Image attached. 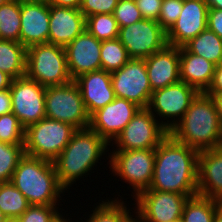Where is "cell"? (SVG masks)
Wrapping results in <instances>:
<instances>
[{
  "label": "cell",
  "instance_id": "9c48e42d",
  "mask_svg": "<svg viewBox=\"0 0 222 222\" xmlns=\"http://www.w3.org/2000/svg\"><path fill=\"white\" fill-rule=\"evenodd\" d=\"M199 93L196 88L180 80L153 91L147 109L170 132Z\"/></svg>",
  "mask_w": 222,
  "mask_h": 222
},
{
  "label": "cell",
  "instance_id": "2e32d148",
  "mask_svg": "<svg viewBox=\"0 0 222 222\" xmlns=\"http://www.w3.org/2000/svg\"><path fill=\"white\" fill-rule=\"evenodd\" d=\"M208 10L204 0H184L178 19L166 32L167 44L182 47L207 29Z\"/></svg>",
  "mask_w": 222,
  "mask_h": 222
},
{
  "label": "cell",
  "instance_id": "e0dca14e",
  "mask_svg": "<svg viewBox=\"0 0 222 222\" xmlns=\"http://www.w3.org/2000/svg\"><path fill=\"white\" fill-rule=\"evenodd\" d=\"M102 41L86 29L65 47L69 74L72 80L80 75L101 69Z\"/></svg>",
  "mask_w": 222,
  "mask_h": 222
},
{
  "label": "cell",
  "instance_id": "4dcf8cb0",
  "mask_svg": "<svg viewBox=\"0 0 222 222\" xmlns=\"http://www.w3.org/2000/svg\"><path fill=\"white\" fill-rule=\"evenodd\" d=\"M86 30L99 41L117 39L119 26L113 14H96L86 18Z\"/></svg>",
  "mask_w": 222,
  "mask_h": 222
},
{
  "label": "cell",
  "instance_id": "9a60e30c",
  "mask_svg": "<svg viewBox=\"0 0 222 222\" xmlns=\"http://www.w3.org/2000/svg\"><path fill=\"white\" fill-rule=\"evenodd\" d=\"M139 109L136 104L115 97L111 103L90 116L89 128L96 131L110 145Z\"/></svg>",
  "mask_w": 222,
  "mask_h": 222
},
{
  "label": "cell",
  "instance_id": "4316f807",
  "mask_svg": "<svg viewBox=\"0 0 222 222\" xmlns=\"http://www.w3.org/2000/svg\"><path fill=\"white\" fill-rule=\"evenodd\" d=\"M221 201L195 195L189 197L184 205L182 222H214L217 205Z\"/></svg>",
  "mask_w": 222,
  "mask_h": 222
},
{
  "label": "cell",
  "instance_id": "bcb514c9",
  "mask_svg": "<svg viewBox=\"0 0 222 222\" xmlns=\"http://www.w3.org/2000/svg\"><path fill=\"white\" fill-rule=\"evenodd\" d=\"M214 222H222V202L216 207Z\"/></svg>",
  "mask_w": 222,
  "mask_h": 222
},
{
  "label": "cell",
  "instance_id": "ba28073f",
  "mask_svg": "<svg viewBox=\"0 0 222 222\" xmlns=\"http://www.w3.org/2000/svg\"><path fill=\"white\" fill-rule=\"evenodd\" d=\"M45 112L47 118L68 123L76 129L89 127L90 116L74 81L46 87Z\"/></svg>",
  "mask_w": 222,
  "mask_h": 222
},
{
  "label": "cell",
  "instance_id": "d590c367",
  "mask_svg": "<svg viewBox=\"0 0 222 222\" xmlns=\"http://www.w3.org/2000/svg\"><path fill=\"white\" fill-rule=\"evenodd\" d=\"M184 0H163L157 22L167 32L178 19Z\"/></svg>",
  "mask_w": 222,
  "mask_h": 222
},
{
  "label": "cell",
  "instance_id": "8fae6325",
  "mask_svg": "<svg viewBox=\"0 0 222 222\" xmlns=\"http://www.w3.org/2000/svg\"><path fill=\"white\" fill-rule=\"evenodd\" d=\"M189 197L179 193L144 190L133 200L135 217L141 222L180 220Z\"/></svg>",
  "mask_w": 222,
  "mask_h": 222
},
{
  "label": "cell",
  "instance_id": "7402d4cb",
  "mask_svg": "<svg viewBox=\"0 0 222 222\" xmlns=\"http://www.w3.org/2000/svg\"><path fill=\"white\" fill-rule=\"evenodd\" d=\"M198 195L222 202V147L198 155Z\"/></svg>",
  "mask_w": 222,
  "mask_h": 222
},
{
  "label": "cell",
  "instance_id": "5b68a950",
  "mask_svg": "<svg viewBox=\"0 0 222 222\" xmlns=\"http://www.w3.org/2000/svg\"><path fill=\"white\" fill-rule=\"evenodd\" d=\"M25 76L44 87L65 85L73 81L65 48L51 43L27 47Z\"/></svg>",
  "mask_w": 222,
  "mask_h": 222
},
{
  "label": "cell",
  "instance_id": "603a6c76",
  "mask_svg": "<svg viewBox=\"0 0 222 222\" xmlns=\"http://www.w3.org/2000/svg\"><path fill=\"white\" fill-rule=\"evenodd\" d=\"M180 80L205 92L210 86L216 65L201 56L190 53L184 46L179 47Z\"/></svg>",
  "mask_w": 222,
  "mask_h": 222
},
{
  "label": "cell",
  "instance_id": "1f68e13d",
  "mask_svg": "<svg viewBox=\"0 0 222 222\" xmlns=\"http://www.w3.org/2000/svg\"><path fill=\"white\" fill-rule=\"evenodd\" d=\"M24 155V144L12 145L0 142V183L11 180L19 161Z\"/></svg>",
  "mask_w": 222,
  "mask_h": 222
},
{
  "label": "cell",
  "instance_id": "836d02e7",
  "mask_svg": "<svg viewBox=\"0 0 222 222\" xmlns=\"http://www.w3.org/2000/svg\"><path fill=\"white\" fill-rule=\"evenodd\" d=\"M60 210L65 209L59 206L30 205L18 219L20 222H61L65 218V213Z\"/></svg>",
  "mask_w": 222,
  "mask_h": 222
},
{
  "label": "cell",
  "instance_id": "8992f818",
  "mask_svg": "<svg viewBox=\"0 0 222 222\" xmlns=\"http://www.w3.org/2000/svg\"><path fill=\"white\" fill-rule=\"evenodd\" d=\"M107 164L113 176L133 189V199L142 191L149 189L153 179L155 149L110 150Z\"/></svg>",
  "mask_w": 222,
  "mask_h": 222
},
{
  "label": "cell",
  "instance_id": "c3c4849f",
  "mask_svg": "<svg viewBox=\"0 0 222 222\" xmlns=\"http://www.w3.org/2000/svg\"><path fill=\"white\" fill-rule=\"evenodd\" d=\"M6 219L7 217L4 215V213L0 209V222H5Z\"/></svg>",
  "mask_w": 222,
  "mask_h": 222
},
{
  "label": "cell",
  "instance_id": "d4e9b609",
  "mask_svg": "<svg viewBox=\"0 0 222 222\" xmlns=\"http://www.w3.org/2000/svg\"><path fill=\"white\" fill-rule=\"evenodd\" d=\"M27 48L21 43L0 39V71L12 79L25 76Z\"/></svg>",
  "mask_w": 222,
  "mask_h": 222
},
{
  "label": "cell",
  "instance_id": "ab89813d",
  "mask_svg": "<svg viewBox=\"0 0 222 222\" xmlns=\"http://www.w3.org/2000/svg\"><path fill=\"white\" fill-rule=\"evenodd\" d=\"M222 92V63L215 67L212 82L204 93H221Z\"/></svg>",
  "mask_w": 222,
  "mask_h": 222
},
{
  "label": "cell",
  "instance_id": "30bf717a",
  "mask_svg": "<svg viewBox=\"0 0 222 222\" xmlns=\"http://www.w3.org/2000/svg\"><path fill=\"white\" fill-rule=\"evenodd\" d=\"M168 135L169 131L147 108H140L110 146L112 150L155 149Z\"/></svg>",
  "mask_w": 222,
  "mask_h": 222
},
{
  "label": "cell",
  "instance_id": "4fadbf2b",
  "mask_svg": "<svg viewBox=\"0 0 222 222\" xmlns=\"http://www.w3.org/2000/svg\"><path fill=\"white\" fill-rule=\"evenodd\" d=\"M118 39L130 58L145 59L167 45L166 31L156 20L142 19L119 28Z\"/></svg>",
  "mask_w": 222,
  "mask_h": 222
},
{
  "label": "cell",
  "instance_id": "cb8c5ba5",
  "mask_svg": "<svg viewBox=\"0 0 222 222\" xmlns=\"http://www.w3.org/2000/svg\"><path fill=\"white\" fill-rule=\"evenodd\" d=\"M110 199V200H109ZM106 200H99L96 202V207L93 205L92 213H87V219L85 222H131L135 216L134 207L130 208L129 203L124 201L122 198H109ZM129 208H128V207ZM133 209V210H131ZM132 211V212H130ZM133 214V215H132ZM81 222H84L82 219ZM77 222L79 220L77 219Z\"/></svg>",
  "mask_w": 222,
  "mask_h": 222
},
{
  "label": "cell",
  "instance_id": "db71d44e",
  "mask_svg": "<svg viewBox=\"0 0 222 222\" xmlns=\"http://www.w3.org/2000/svg\"><path fill=\"white\" fill-rule=\"evenodd\" d=\"M168 222H182V221H181V219H180V220L168 221Z\"/></svg>",
  "mask_w": 222,
  "mask_h": 222
},
{
  "label": "cell",
  "instance_id": "e575fe53",
  "mask_svg": "<svg viewBox=\"0 0 222 222\" xmlns=\"http://www.w3.org/2000/svg\"><path fill=\"white\" fill-rule=\"evenodd\" d=\"M113 16L119 28L132 25L143 19L135 0H119L114 9Z\"/></svg>",
  "mask_w": 222,
  "mask_h": 222
},
{
  "label": "cell",
  "instance_id": "484cf974",
  "mask_svg": "<svg viewBox=\"0 0 222 222\" xmlns=\"http://www.w3.org/2000/svg\"><path fill=\"white\" fill-rule=\"evenodd\" d=\"M184 47L197 56L214 63H222V39L208 28L191 39Z\"/></svg>",
  "mask_w": 222,
  "mask_h": 222
},
{
  "label": "cell",
  "instance_id": "7c38bea8",
  "mask_svg": "<svg viewBox=\"0 0 222 222\" xmlns=\"http://www.w3.org/2000/svg\"><path fill=\"white\" fill-rule=\"evenodd\" d=\"M115 97L124 98L140 108H147L152 88L145 59L131 58L119 70L111 73Z\"/></svg>",
  "mask_w": 222,
  "mask_h": 222
},
{
  "label": "cell",
  "instance_id": "3957f363",
  "mask_svg": "<svg viewBox=\"0 0 222 222\" xmlns=\"http://www.w3.org/2000/svg\"><path fill=\"white\" fill-rule=\"evenodd\" d=\"M169 134L198 152L221 147L222 123L214 98L200 92Z\"/></svg>",
  "mask_w": 222,
  "mask_h": 222
},
{
  "label": "cell",
  "instance_id": "7bdbcfd3",
  "mask_svg": "<svg viewBox=\"0 0 222 222\" xmlns=\"http://www.w3.org/2000/svg\"><path fill=\"white\" fill-rule=\"evenodd\" d=\"M212 96L216 102L220 122L222 123V92L221 93H205Z\"/></svg>",
  "mask_w": 222,
  "mask_h": 222
},
{
  "label": "cell",
  "instance_id": "ac0fdd59",
  "mask_svg": "<svg viewBox=\"0 0 222 222\" xmlns=\"http://www.w3.org/2000/svg\"><path fill=\"white\" fill-rule=\"evenodd\" d=\"M20 43L26 48L48 43L50 5L47 2L20 3Z\"/></svg>",
  "mask_w": 222,
  "mask_h": 222
},
{
  "label": "cell",
  "instance_id": "f35d334b",
  "mask_svg": "<svg viewBox=\"0 0 222 222\" xmlns=\"http://www.w3.org/2000/svg\"><path fill=\"white\" fill-rule=\"evenodd\" d=\"M207 28L222 39V10L216 8L208 10Z\"/></svg>",
  "mask_w": 222,
  "mask_h": 222
},
{
  "label": "cell",
  "instance_id": "f6af8a7d",
  "mask_svg": "<svg viewBox=\"0 0 222 222\" xmlns=\"http://www.w3.org/2000/svg\"><path fill=\"white\" fill-rule=\"evenodd\" d=\"M204 2L209 9L222 10V0H204Z\"/></svg>",
  "mask_w": 222,
  "mask_h": 222
},
{
  "label": "cell",
  "instance_id": "74e56055",
  "mask_svg": "<svg viewBox=\"0 0 222 222\" xmlns=\"http://www.w3.org/2000/svg\"><path fill=\"white\" fill-rule=\"evenodd\" d=\"M163 0H135L144 19L158 20Z\"/></svg>",
  "mask_w": 222,
  "mask_h": 222
},
{
  "label": "cell",
  "instance_id": "d6a6232c",
  "mask_svg": "<svg viewBox=\"0 0 222 222\" xmlns=\"http://www.w3.org/2000/svg\"><path fill=\"white\" fill-rule=\"evenodd\" d=\"M0 142L12 145L25 143V128L12 112L0 116Z\"/></svg>",
  "mask_w": 222,
  "mask_h": 222
},
{
  "label": "cell",
  "instance_id": "83f0119b",
  "mask_svg": "<svg viewBox=\"0 0 222 222\" xmlns=\"http://www.w3.org/2000/svg\"><path fill=\"white\" fill-rule=\"evenodd\" d=\"M30 204L25 196L11 183H0V209L7 218H19Z\"/></svg>",
  "mask_w": 222,
  "mask_h": 222
},
{
  "label": "cell",
  "instance_id": "f1b7e54d",
  "mask_svg": "<svg viewBox=\"0 0 222 222\" xmlns=\"http://www.w3.org/2000/svg\"><path fill=\"white\" fill-rule=\"evenodd\" d=\"M20 3L10 0L0 6V39L20 43Z\"/></svg>",
  "mask_w": 222,
  "mask_h": 222
},
{
  "label": "cell",
  "instance_id": "816d5d0a",
  "mask_svg": "<svg viewBox=\"0 0 222 222\" xmlns=\"http://www.w3.org/2000/svg\"><path fill=\"white\" fill-rule=\"evenodd\" d=\"M10 0H0V6L3 5V4H6L8 3Z\"/></svg>",
  "mask_w": 222,
  "mask_h": 222
},
{
  "label": "cell",
  "instance_id": "6da1fadb",
  "mask_svg": "<svg viewBox=\"0 0 222 222\" xmlns=\"http://www.w3.org/2000/svg\"><path fill=\"white\" fill-rule=\"evenodd\" d=\"M199 152L176 141L170 134L155 148L153 179L147 190L179 193L192 197L198 194Z\"/></svg>",
  "mask_w": 222,
  "mask_h": 222
},
{
  "label": "cell",
  "instance_id": "8d00e7d4",
  "mask_svg": "<svg viewBox=\"0 0 222 222\" xmlns=\"http://www.w3.org/2000/svg\"><path fill=\"white\" fill-rule=\"evenodd\" d=\"M119 0H82L80 11L87 18L96 14H113Z\"/></svg>",
  "mask_w": 222,
  "mask_h": 222
},
{
  "label": "cell",
  "instance_id": "7a4b0ae2",
  "mask_svg": "<svg viewBox=\"0 0 222 222\" xmlns=\"http://www.w3.org/2000/svg\"><path fill=\"white\" fill-rule=\"evenodd\" d=\"M109 150L110 145L96 131L89 127L77 129L64 150L53 160L60 185L69 192L76 181L82 178L85 181L84 177L95 172L93 170L101 158L105 160L104 155L109 157Z\"/></svg>",
  "mask_w": 222,
  "mask_h": 222
},
{
  "label": "cell",
  "instance_id": "681fc988",
  "mask_svg": "<svg viewBox=\"0 0 222 222\" xmlns=\"http://www.w3.org/2000/svg\"><path fill=\"white\" fill-rule=\"evenodd\" d=\"M5 222H20L18 218H7Z\"/></svg>",
  "mask_w": 222,
  "mask_h": 222
},
{
  "label": "cell",
  "instance_id": "f907efd6",
  "mask_svg": "<svg viewBox=\"0 0 222 222\" xmlns=\"http://www.w3.org/2000/svg\"><path fill=\"white\" fill-rule=\"evenodd\" d=\"M68 215L66 214V217L61 221V222H74L72 221V218L68 217Z\"/></svg>",
  "mask_w": 222,
  "mask_h": 222
},
{
  "label": "cell",
  "instance_id": "d6986e66",
  "mask_svg": "<svg viewBox=\"0 0 222 222\" xmlns=\"http://www.w3.org/2000/svg\"><path fill=\"white\" fill-rule=\"evenodd\" d=\"M73 81L79 87L89 116L115 99L110 72L100 69L84 73Z\"/></svg>",
  "mask_w": 222,
  "mask_h": 222
},
{
  "label": "cell",
  "instance_id": "f546056e",
  "mask_svg": "<svg viewBox=\"0 0 222 222\" xmlns=\"http://www.w3.org/2000/svg\"><path fill=\"white\" fill-rule=\"evenodd\" d=\"M101 69L106 72H114L119 70L131 58L129 57L126 48L120 40L102 41L100 50Z\"/></svg>",
  "mask_w": 222,
  "mask_h": 222
},
{
  "label": "cell",
  "instance_id": "f5cc1de1",
  "mask_svg": "<svg viewBox=\"0 0 222 222\" xmlns=\"http://www.w3.org/2000/svg\"><path fill=\"white\" fill-rule=\"evenodd\" d=\"M131 222H141L140 220H138L135 216H134V218L132 219V221Z\"/></svg>",
  "mask_w": 222,
  "mask_h": 222
},
{
  "label": "cell",
  "instance_id": "44dd1931",
  "mask_svg": "<svg viewBox=\"0 0 222 222\" xmlns=\"http://www.w3.org/2000/svg\"><path fill=\"white\" fill-rule=\"evenodd\" d=\"M152 91L180 81L179 47L166 45L163 49L145 58Z\"/></svg>",
  "mask_w": 222,
  "mask_h": 222
},
{
  "label": "cell",
  "instance_id": "ffe728a7",
  "mask_svg": "<svg viewBox=\"0 0 222 222\" xmlns=\"http://www.w3.org/2000/svg\"><path fill=\"white\" fill-rule=\"evenodd\" d=\"M86 29L80 9L50 5L48 43L66 47Z\"/></svg>",
  "mask_w": 222,
  "mask_h": 222
},
{
  "label": "cell",
  "instance_id": "277c9868",
  "mask_svg": "<svg viewBox=\"0 0 222 222\" xmlns=\"http://www.w3.org/2000/svg\"><path fill=\"white\" fill-rule=\"evenodd\" d=\"M10 181L30 205L63 206L59 203L67 191L58 181L53 161L25 154Z\"/></svg>",
  "mask_w": 222,
  "mask_h": 222
},
{
  "label": "cell",
  "instance_id": "52a82bcc",
  "mask_svg": "<svg viewBox=\"0 0 222 222\" xmlns=\"http://www.w3.org/2000/svg\"><path fill=\"white\" fill-rule=\"evenodd\" d=\"M76 130L68 123L42 118L25 129V154L53 161L70 142Z\"/></svg>",
  "mask_w": 222,
  "mask_h": 222
},
{
  "label": "cell",
  "instance_id": "b9f144b4",
  "mask_svg": "<svg viewBox=\"0 0 222 222\" xmlns=\"http://www.w3.org/2000/svg\"><path fill=\"white\" fill-rule=\"evenodd\" d=\"M49 5L80 9L82 0H47Z\"/></svg>",
  "mask_w": 222,
  "mask_h": 222
},
{
  "label": "cell",
  "instance_id": "5bb4252c",
  "mask_svg": "<svg viewBox=\"0 0 222 222\" xmlns=\"http://www.w3.org/2000/svg\"><path fill=\"white\" fill-rule=\"evenodd\" d=\"M45 91L46 87L26 76L12 79V113L25 129L46 117Z\"/></svg>",
  "mask_w": 222,
  "mask_h": 222
},
{
  "label": "cell",
  "instance_id": "60d3db41",
  "mask_svg": "<svg viewBox=\"0 0 222 222\" xmlns=\"http://www.w3.org/2000/svg\"><path fill=\"white\" fill-rule=\"evenodd\" d=\"M12 112L10 88L0 90V116Z\"/></svg>",
  "mask_w": 222,
  "mask_h": 222
},
{
  "label": "cell",
  "instance_id": "ee69618b",
  "mask_svg": "<svg viewBox=\"0 0 222 222\" xmlns=\"http://www.w3.org/2000/svg\"><path fill=\"white\" fill-rule=\"evenodd\" d=\"M12 78L5 72L0 71V90L10 88Z\"/></svg>",
  "mask_w": 222,
  "mask_h": 222
},
{
  "label": "cell",
  "instance_id": "7dc6e473",
  "mask_svg": "<svg viewBox=\"0 0 222 222\" xmlns=\"http://www.w3.org/2000/svg\"><path fill=\"white\" fill-rule=\"evenodd\" d=\"M19 3L25 2H47V0H17Z\"/></svg>",
  "mask_w": 222,
  "mask_h": 222
}]
</instances>
